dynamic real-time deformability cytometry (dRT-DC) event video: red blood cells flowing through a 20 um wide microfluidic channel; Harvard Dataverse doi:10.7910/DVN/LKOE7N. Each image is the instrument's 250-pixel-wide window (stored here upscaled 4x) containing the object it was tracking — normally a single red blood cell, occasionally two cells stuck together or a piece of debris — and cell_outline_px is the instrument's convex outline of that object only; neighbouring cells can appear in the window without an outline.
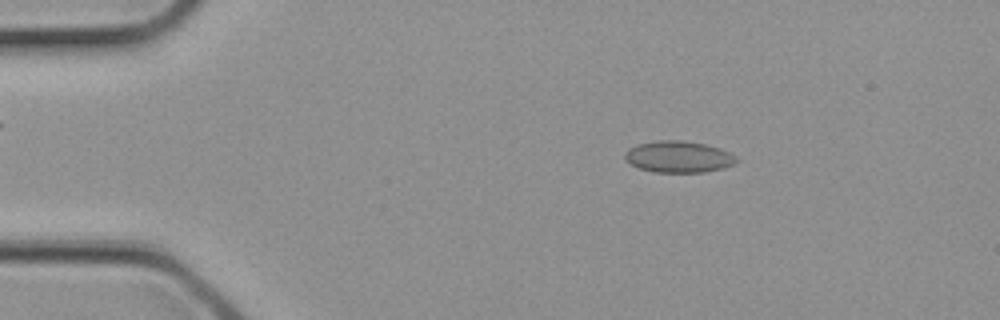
{"species": "common noctule bat (a hibernating species)", "species_latin": "Nyctalus noctula", "temperature_condition": "cold", "stored_images_in_passage": 10, "camera_frame_rate_fps": 3000, "um_per_image_px": 0.085, "animal": {"sex": "female", "body_mass_g": 21.9}, "frame": {"image": 1, "passage_image": 4, "time_ms": 1.0, "image_size_px": [1000, 320], "cell_outline_px": [[740, 160], [724, 168], [704, 172], [652, 172], [640, 168], [624, 160], [624, 152], [628, 148], [636, 144], [656, 140], [684, 140], [704, 144], [720, 148], [736, 156]], "centroid_in_image_um": [57.65, 13.32], "position_along_channel_um": 27.4, "area_um2": 20.69}}
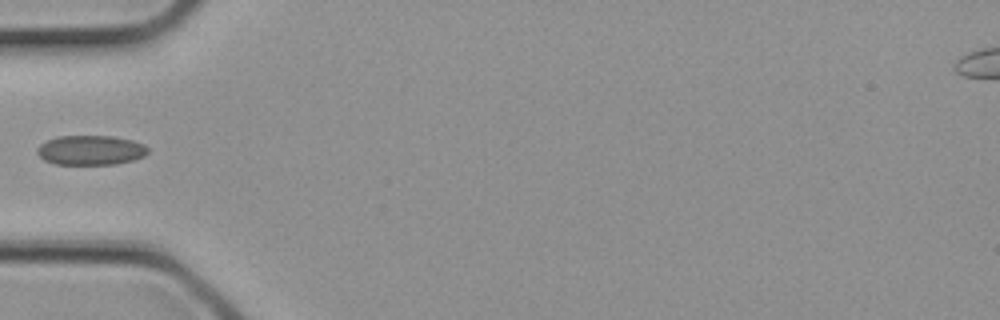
{"frame": {"image": 2, "passage_image": 9, "time_ms": 2.667, "image_size_px": [1000, 320], "cell_outline_px": [[148, 152], [144, 156], [132, 160], [116, 164], [56, 164], [44, 160], [36, 152], [36, 148], [40, 144], [56, 136], [112, 136], [132, 140], [144, 144], [148, 148]], "centroid_in_image_um": [7.69, 12.76], "position_along_channel_um": 77.3, "area_um2": 19.13}}